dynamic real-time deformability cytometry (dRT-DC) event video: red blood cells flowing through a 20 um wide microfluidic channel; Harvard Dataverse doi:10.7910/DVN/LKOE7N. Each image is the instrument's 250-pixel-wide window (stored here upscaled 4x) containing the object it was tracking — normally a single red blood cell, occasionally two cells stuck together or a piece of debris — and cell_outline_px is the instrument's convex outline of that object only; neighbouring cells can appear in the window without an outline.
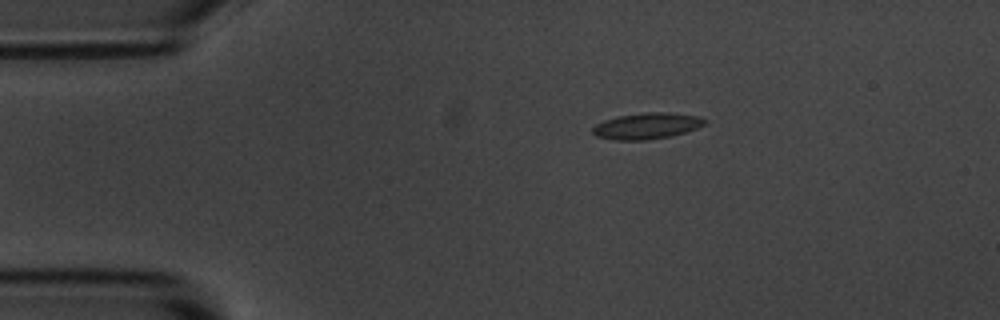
{"species": "common noctule bat (a hibernating species)", "species_latin": "Nyctalus noctula", "temperature_condition": "room temperature", "stored_images_in_passage": 7, "camera_frame_rate_fps": 3000, "um_per_image_px": 0.085, "animal": {"sex": "male", "body_mass_g": 20.1, "forearm_length_mm": 53.5}, "frame": {"image": 1, "passage_image": 3, "time_ms": 2.333, "image_size_px": [1000, 320], "cell_outline_px": [[708, 120], [704, 124], [696, 128], [672, 136], [648, 140], [616, 140], [596, 136], [592, 132], [592, 128], [596, 124], [604, 120], [620, 116], [648, 112], [668, 112], [700, 116]], "centroid_in_image_um": [55.0, 10.7], "position_along_channel_um": 30.0, "area_um2": 17.05}}
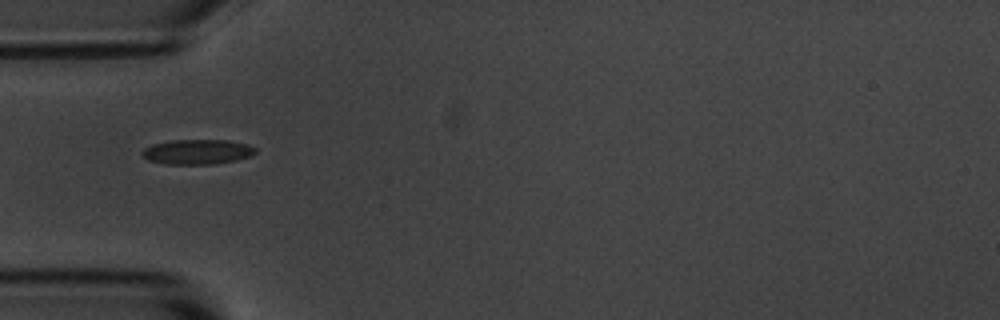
{"frame": {"image": 2, "passage_image": 5, "time_ms": 4.667, "image_size_px": [1000, 320], "cell_outline_px": [[256, 152], [252, 156], [236, 160], [212, 164], [164, 164], [148, 160], [140, 152], [144, 148], [152, 144], [172, 140], [228, 140], [248, 144], [256, 148]], "centroid_in_image_um": [16.78, 12.9], "position_along_channel_um": 68.2, "area_um2": 16.53}}
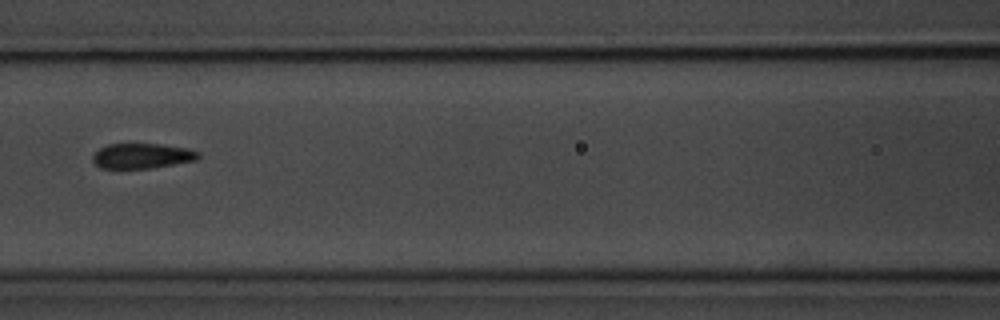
{"frame": {"image": 3, "passage_image": 7, "time_ms": 7.0, "image_size_px": [1000, 320], "cell_outline_px": [[200, 156], [196, 160], [152, 168], [100, 168], [92, 160], [92, 156], [100, 148], [108, 144], [160, 144], [188, 148], [200, 152]], "centroid_in_image_um": [12.09, 13.25], "position_along_channel_um": 154.5, "area_um2": 15.43}}